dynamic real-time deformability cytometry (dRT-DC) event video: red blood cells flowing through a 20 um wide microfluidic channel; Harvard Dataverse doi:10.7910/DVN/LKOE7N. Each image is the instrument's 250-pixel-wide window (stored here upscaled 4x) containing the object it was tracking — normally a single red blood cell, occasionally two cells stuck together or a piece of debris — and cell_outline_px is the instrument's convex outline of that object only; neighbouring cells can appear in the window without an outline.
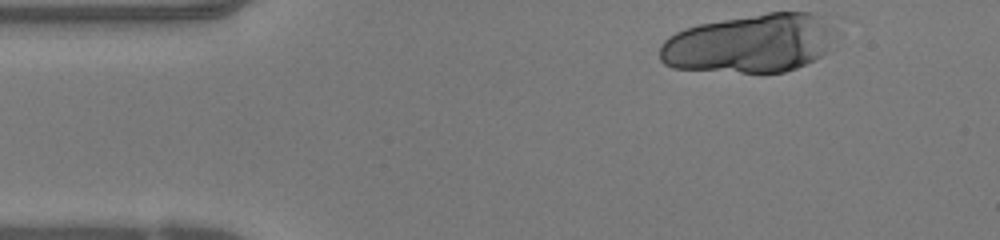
{"species": "human", "species_latin": "Homo sapiens", "temperature_condition": "warm", "stored_images_in_passage": 11, "camera_frame_rate_fps": 3000, "um_per_image_px": 0.085, "donor": {"sex": "female"}, "frame": {"image": 1, "passage_image": 1, "time_ms": 0.0, "image_size_px": [1000, 240], "cell_outline_px": [[836, 48], [796, 68], [784, 72], [740, 72], [672, 68], [664, 64], [660, 60], [660, 44], [668, 36], [684, 28], [700, 24], [768, 12], [816, 12], [832, 20]], "centroid_in_image_um": [63.83, 3.67], "position_along_channel_um": 21.2, "area_um2": 60.86}}